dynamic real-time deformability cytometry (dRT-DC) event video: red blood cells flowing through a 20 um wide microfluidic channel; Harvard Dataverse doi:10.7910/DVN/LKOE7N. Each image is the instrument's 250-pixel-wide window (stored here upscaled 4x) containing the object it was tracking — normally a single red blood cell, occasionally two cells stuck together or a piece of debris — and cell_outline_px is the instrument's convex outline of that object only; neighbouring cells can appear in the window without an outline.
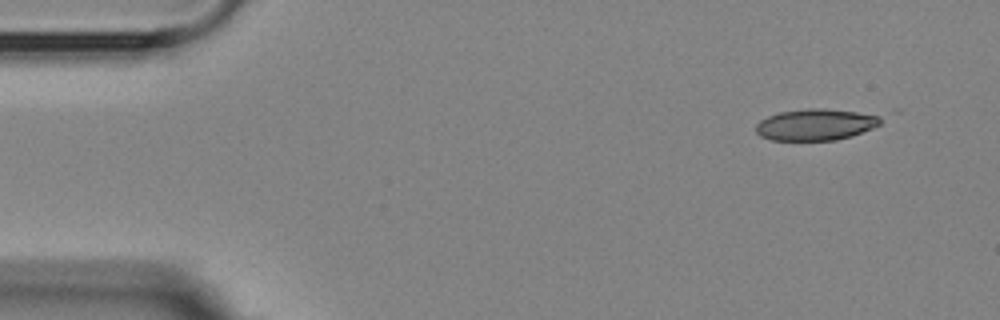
{"species": "Egyptian fruit bat (a non-hibernating species)", "species_latin": "Rousettus aegyptiacus", "temperature_condition": "room temperature", "stored_images_in_passage": 4, "camera_frame_rate_fps": 3000, "um_per_image_px": 0.085, "animal": {"sex": "female"}, "frame": {"image": 1, "passage_image": 1, "time_ms": 0.0, "image_size_px": [1000, 320], "cell_outline_px": [[880, 124], [872, 128], [852, 136], [836, 140], [772, 140], [760, 136], [756, 132], [756, 124], [760, 120], [768, 116], [780, 112], [808, 108], [824, 108], [856, 112], [880, 116]], "centroid_in_image_um": [69.3, 10.59], "position_along_channel_um": 15.7, "area_um2": 22.72}}
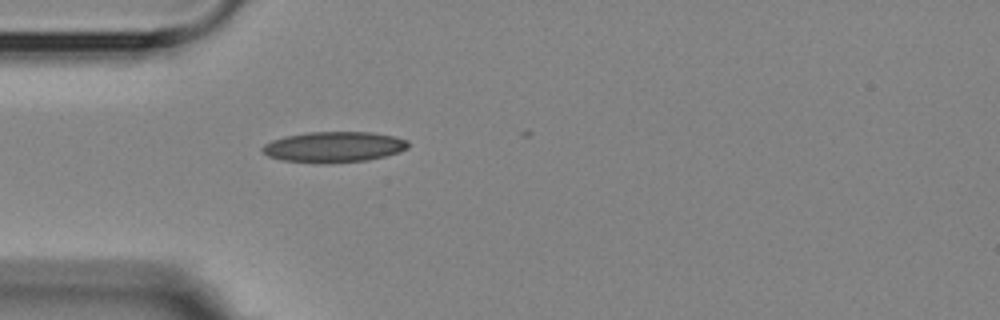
{"frame": {"image": 2, "passage_image": 4, "time_ms": 3.667, "image_size_px": [1000, 320], "cell_outline_px": [[408, 148], [400, 152], [368, 160], [280, 160], [268, 156], [260, 148], [264, 144], [272, 140], [288, 136], [308, 132], [372, 132], [392, 136], [408, 140]], "centroid_in_image_um": [28.42, 12.44], "position_along_channel_um": 56.6, "area_um2": 24.85}}